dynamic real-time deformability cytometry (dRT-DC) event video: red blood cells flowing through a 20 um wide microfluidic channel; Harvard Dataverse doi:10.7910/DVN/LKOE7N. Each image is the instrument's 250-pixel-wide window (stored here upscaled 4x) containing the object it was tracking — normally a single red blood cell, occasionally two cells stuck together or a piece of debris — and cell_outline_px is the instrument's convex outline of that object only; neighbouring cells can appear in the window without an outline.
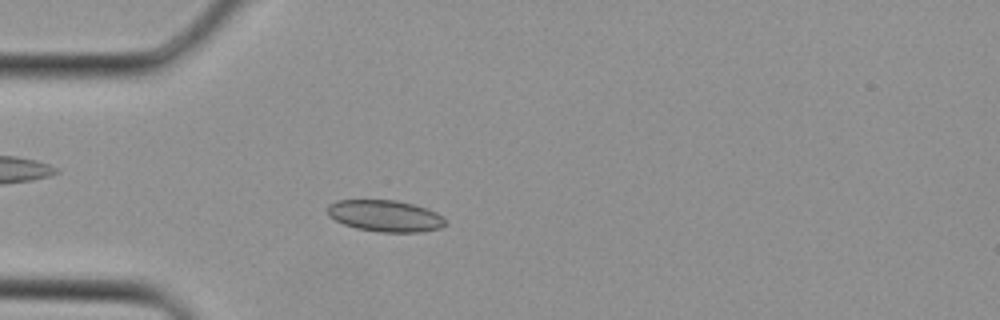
{"species": "Egyptian fruit bat (a non-hibernating species)", "species_latin": "Rousettus aegyptiacus", "temperature_condition": "cold", "stored_images_in_passage": 2, "camera_frame_rate_fps": 3000, "um_per_image_px": 0.085, "animal": {"sex": "female"}, "frame": {"image": 1, "passage_image": 2, "time_ms": 0.333, "image_size_px": [1000, 320], "cell_outline_px": [[444, 224], [440, 228], [420, 232], [380, 232], [356, 228], [344, 224], [328, 216], [328, 204], [336, 200], [396, 200], [412, 204], [436, 212], [444, 216]], "centroid_in_image_um": [32.72, 18.35], "position_along_channel_um": 52.3, "area_um2": 21.56}}